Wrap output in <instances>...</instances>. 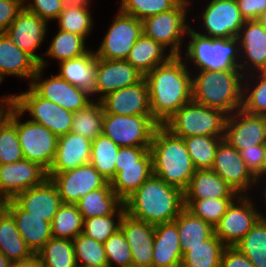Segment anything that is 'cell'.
I'll use <instances>...</instances> for the list:
<instances>
[{"mask_svg":"<svg viewBox=\"0 0 266 267\" xmlns=\"http://www.w3.org/2000/svg\"><path fill=\"white\" fill-rule=\"evenodd\" d=\"M240 155L251 174L257 178L262 171L266 157V144L256 145L254 148L243 149Z\"/></svg>","mask_w":266,"mask_h":267,"instance_id":"cell-53","label":"cell"},{"mask_svg":"<svg viewBox=\"0 0 266 267\" xmlns=\"http://www.w3.org/2000/svg\"><path fill=\"white\" fill-rule=\"evenodd\" d=\"M263 177H266V157H265V163H264V166L262 168L261 174L256 178V181L258 183H260V180H261L260 178L263 179Z\"/></svg>","mask_w":266,"mask_h":267,"instance_id":"cell-62","label":"cell"},{"mask_svg":"<svg viewBox=\"0 0 266 267\" xmlns=\"http://www.w3.org/2000/svg\"><path fill=\"white\" fill-rule=\"evenodd\" d=\"M180 238V247L184 255L188 247L203 244L214 234V228L184 208L174 220Z\"/></svg>","mask_w":266,"mask_h":267,"instance_id":"cell-34","label":"cell"},{"mask_svg":"<svg viewBox=\"0 0 266 267\" xmlns=\"http://www.w3.org/2000/svg\"><path fill=\"white\" fill-rule=\"evenodd\" d=\"M23 8V0H0V33L5 32Z\"/></svg>","mask_w":266,"mask_h":267,"instance_id":"cell-54","label":"cell"},{"mask_svg":"<svg viewBox=\"0 0 266 267\" xmlns=\"http://www.w3.org/2000/svg\"><path fill=\"white\" fill-rule=\"evenodd\" d=\"M26 1L23 0V7L47 22L56 20L63 10L61 0H32L28 3Z\"/></svg>","mask_w":266,"mask_h":267,"instance_id":"cell-52","label":"cell"},{"mask_svg":"<svg viewBox=\"0 0 266 267\" xmlns=\"http://www.w3.org/2000/svg\"><path fill=\"white\" fill-rule=\"evenodd\" d=\"M266 30V11L258 19Z\"/></svg>","mask_w":266,"mask_h":267,"instance_id":"cell-63","label":"cell"},{"mask_svg":"<svg viewBox=\"0 0 266 267\" xmlns=\"http://www.w3.org/2000/svg\"><path fill=\"white\" fill-rule=\"evenodd\" d=\"M153 174L150 150L136 164L116 165L111 188L125 202Z\"/></svg>","mask_w":266,"mask_h":267,"instance_id":"cell-29","label":"cell"},{"mask_svg":"<svg viewBox=\"0 0 266 267\" xmlns=\"http://www.w3.org/2000/svg\"><path fill=\"white\" fill-rule=\"evenodd\" d=\"M226 246L213 234L203 244L188 247L181 267H220L221 256Z\"/></svg>","mask_w":266,"mask_h":267,"instance_id":"cell-37","label":"cell"},{"mask_svg":"<svg viewBox=\"0 0 266 267\" xmlns=\"http://www.w3.org/2000/svg\"><path fill=\"white\" fill-rule=\"evenodd\" d=\"M224 137L189 136L183 138L196 170L211 169L219 143Z\"/></svg>","mask_w":266,"mask_h":267,"instance_id":"cell-44","label":"cell"},{"mask_svg":"<svg viewBox=\"0 0 266 267\" xmlns=\"http://www.w3.org/2000/svg\"><path fill=\"white\" fill-rule=\"evenodd\" d=\"M247 195L239 194L214 227V234L226 247H235L261 217L265 218Z\"/></svg>","mask_w":266,"mask_h":267,"instance_id":"cell-10","label":"cell"},{"mask_svg":"<svg viewBox=\"0 0 266 267\" xmlns=\"http://www.w3.org/2000/svg\"><path fill=\"white\" fill-rule=\"evenodd\" d=\"M88 8H65L58 16L59 29L88 37L92 30V17Z\"/></svg>","mask_w":266,"mask_h":267,"instance_id":"cell-49","label":"cell"},{"mask_svg":"<svg viewBox=\"0 0 266 267\" xmlns=\"http://www.w3.org/2000/svg\"><path fill=\"white\" fill-rule=\"evenodd\" d=\"M44 68L38 67L29 84L42 98L54 102L66 110L77 112L92 100L79 88L57 74L42 80Z\"/></svg>","mask_w":266,"mask_h":267,"instance_id":"cell-19","label":"cell"},{"mask_svg":"<svg viewBox=\"0 0 266 267\" xmlns=\"http://www.w3.org/2000/svg\"><path fill=\"white\" fill-rule=\"evenodd\" d=\"M223 139L239 152L266 144V116L252 115L242 109L227 115Z\"/></svg>","mask_w":266,"mask_h":267,"instance_id":"cell-14","label":"cell"},{"mask_svg":"<svg viewBox=\"0 0 266 267\" xmlns=\"http://www.w3.org/2000/svg\"><path fill=\"white\" fill-rule=\"evenodd\" d=\"M186 64L182 56H172L144 76L148 85L150 111L159 125L193 100L192 71Z\"/></svg>","mask_w":266,"mask_h":267,"instance_id":"cell-1","label":"cell"},{"mask_svg":"<svg viewBox=\"0 0 266 267\" xmlns=\"http://www.w3.org/2000/svg\"><path fill=\"white\" fill-rule=\"evenodd\" d=\"M10 261L0 252V267H9Z\"/></svg>","mask_w":266,"mask_h":267,"instance_id":"cell-61","label":"cell"},{"mask_svg":"<svg viewBox=\"0 0 266 267\" xmlns=\"http://www.w3.org/2000/svg\"><path fill=\"white\" fill-rule=\"evenodd\" d=\"M37 254L41 267H77L73 240L52 237Z\"/></svg>","mask_w":266,"mask_h":267,"instance_id":"cell-42","label":"cell"},{"mask_svg":"<svg viewBox=\"0 0 266 267\" xmlns=\"http://www.w3.org/2000/svg\"><path fill=\"white\" fill-rule=\"evenodd\" d=\"M144 75L127 60H107L97 58L96 89L100 93L97 100L105 95L140 82Z\"/></svg>","mask_w":266,"mask_h":267,"instance_id":"cell-22","label":"cell"},{"mask_svg":"<svg viewBox=\"0 0 266 267\" xmlns=\"http://www.w3.org/2000/svg\"><path fill=\"white\" fill-rule=\"evenodd\" d=\"M190 36L183 59H190L200 70H240L238 58L240 56L239 40L232 38H210L198 34L195 29L189 28ZM239 56V57H238Z\"/></svg>","mask_w":266,"mask_h":267,"instance_id":"cell-5","label":"cell"},{"mask_svg":"<svg viewBox=\"0 0 266 267\" xmlns=\"http://www.w3.org/2000/svg\"><path fill=\"white\" fill-rule=\"evenodd\" d=\"M104 110L100 100L88 103L73 114L72 133L93 141L103 132Z\"/></svg>","mask_w":266,"mask_h":267,"instance_id":"cell-38","label":"cell"},{"mask_svg":"<svg viewBox=\"0 0 266 267\" xmlns=\"http://www.w3.org/2000/svg\"><path fill=\"white\" fill-rule=\"evenodd\" d=\"M75 204L84 220L114 214L124 202L112 190L108 182L104 187L90 191Z\"/></svg>","mask_w":266,"mask_h":267,"instance_id":"cell-33","label":"cell"},{"mask_svg":"<svg viewBox=\"0 0 266 267\" xmlns=\"http://www.w3.org/2000/svg\"><path fill=\"white\" fill-rule=\"evenodd\" d=\"M23 210L52 223L62 204L56 186L47 179L43 184L31 187L13 199Z\"/></svg>","mask_w":266,"mask_h":267,"instance_id":"cell-25","label":"cell"},{"mask_svg":"<svg viewBox=\"0 0 266 267\" xmlns=\"http://www.w3.org/2000/svg\"><path fill=\"white\" fill-rule=\"evenodd\" d=\"M239 194L211 169L196 170L184 199L237 198Z\"/></svg>","mask_w":266,"mask_h":267,"instance_id":"cell-31","label":"cell"},{"mask_svg":"<svg viewBox=\"0 0 266 267\" xmlns=\"http://www.w3.org/2000/svg\"><path fill=\"white\" fill-rule=\"evenodd\" d=\"M124 204L130 217L155 226L176 219L185 208L184 192L152 174Z\"/></svg>","mask_w":266,"mask_h":267,"instance_id":"cell-2","label":"cell"},{"mask_svg":"<svg viewBox=\"0 0 266 267\" xmlns=\"http://www.w3.org/2000/svg\"><path fill=\"white\" fill-rule=\"evenodd\" d=\"M91 144V140L72 132L58 137L56 155L47 174L55 175L90 163Z\"/></svg>","mask_w":266,"mask_h":267,"instance_id":"cell-24","label":"cell"},{"mask_svg":"<svg viewBox=\"0 0 266 267\" xmlns=\"http://www.w3.org/2000/svg\"><path fill=\"white\" fill-rule=\"evenodd\" d=\"M237 38L242 51L240 54L242 57L245 54L243 58L248 62L244 64L240 60L239 66L244 76L249 74V70L266 71V30L261 22L258 19L245 21Z\"/></svg>","mask_w":266,"mask_h":267,"instance_id":"cell-21","label":"cell"},{"mask_svg":"<svg viewBox=\"0 0 266 267\" xmlns=\"http://www.w3.org/2000/svg\"><path fill=\"white\" fill-rule=\"evenodd\" d=\"M190 0H182L174 9L142 20L143 34L169 49L172 56H181L182 38L190 26L185 24Z\"/></svg>","mask_w":266,"mask_h":267,"instance_id":"cell-7","label":"cell"},{"mask_svg":"<svg viewBox=\"0 0 266 267\" xmlns=\"http://www.w3.org/2000/svg\"><path fill=\"white\" fill-rule=\"evenodd\" d=\"M10 199H7L5 197L0 196V219L5 215V213L8 211V205H9Z\"/></svg>","mask_w":266,"mask_h":267,"instance_id":"cell-60","label":"cell"},{"mask_svg":"<svg viewBox=\"0 0 266 267\" xmlns=\"http://www.w3.org/2000/svg\"><path fill=\"white\" fill-rule=\"evenodd\" d=\"M90 0H61L63 9L65 8H89Z\"/></svg>","mask_w":266,"mask_h":267,"instance_id":"cell-59","label":"cell"},{"mask_svg":"<svg viewBox=\"0 0 266 267\" xmlns=\"http://www.w3.org/2000/svg\"><path fill=\"white\" fill-rule=\"evenodd\" d=\"M97 51V58L107 60H126L130 50L143 34L142 21L118 11Z\"/></svg>","mask_w":266,"mask_h":267,"instance_id":"cell-12","label":"cell"},{"mask_svg":"<svg viewBox=\"0 0 266 267\" xmlns=\"http://www.w3.org/2000/svg\"><path fill=\"white\" fill-rule=\"evenodd\" d=\"M182 257L176 223L155 225L152 267H181Z\"/></svg>","mask_w":266,"mask_h":267,"instance_id":"cell-28","label":"cell"},{"mask_svg":"<svg viewBox=\"0 0 266 267\" xmlns=\"http://www.w3.org/2000/svg\"><path fill=\"white\" fill-rule=\"evenodd\" d=\"M242 17L247 20H256L266 11V0H236Z\"/></svg>","mask_w":266,"mask_h":267,"instance_id":"cell-56","label":"cell"},{"mask_svg":"<svg viewBox=\"0 0 266 267\" xmlns=\"http://www.w3.org/2000/svg\"><path fill=\"white\" fill-rule=\"evenodd\" d=\"M0 252L10 262L24 260L34 255L21 237L15 220L8 211L0 219Z\"/></svg>","mask_w":266,"mask_h":267,"instance_id":"cell-35","label":"cell"},{"mask_svg":"<svg viewBox=\"0 0 266 267\" xmlns=\"http://www.w3.org/2000/svg\"><path fill=\"white\" fill-rule=\"evenodd\" d=\"M202 18L206 33H197L210 38H237L245 23L236 0H210Z\"/></svg>","mask_w":266,"mask_h":267,"instance_id":"cell-15","label":"cell"},{"mask_svg":"<svg viewBox=\"0 0 266 267\" xmlns=\"http://www.w3.org/2000/svg\"><path fill=\"white\" fill-rule=\"evenodd\" d=\"M48 179L56 186L62 203H77L90 191L104 187L105 179L90 163L55 175Z\"/></svg>","mask_w":266,"mask_h":267,"instance_id":"cell-13","label":"cell"},{"mask_svg":"<svg viewBox=\"0 0 266 267\" xmlns=\"http://www.w3.org/2000/svg\"><path fill=\"white\" fill-rule=\"evenodd\" d=\"M227 114L222 110L198 104L193 100L183 105L163 126L178 137H224Z\"/></svg>","mask_w":266,"mask_h":267,"instance_id":"cell-6","label":"cell"},{"mask_svg":"<svg viewBox=\"0 0 266 267\" xmlns=\"http://www.w3.org/2000/svg\"><path fill=\"white\" fill-rule=\"evenodd\" d=\"M77 266L108 267L104 244L80 233L73 239Z\"/></svg>","mask_w":266,"mask_h":267,"instance_id":"cell-45","label":"cell"},{"mask_svg":"<svg viewBox=\"0 0 266 267\" xmlns=\"http://www.w3.org/2000/svg\"><path fill=\"white\" fill-rule=\"evenodd\" d=\"M182 0H121L120 10L143 20L149 16L174 9Z\"/></svg>","mask_w":266,"mask_h":267,"instance_id":"cell-48","label":"cell"},{"mask_svg":"<svg viewBox=\"0 0 266 267\" xmlns=\"http://www.w3.org/2000/svg\"><path fill=\"white\" fill-rule=\"evenodd\" d=\"M8 212L14 218L21 237L34 254L52 238L51 223L23 210L13 199L9 202Z\"/></svg>","mask_w":266,"mask_h":267,"instance_id":"cell-26","label":"cell"},{"mask_svg":"<svg viewBox=\"0 0 266 267\" xmlns=\"http://www.w3.org/2000/svg\"><path fill=\"white\" fill-rule=\"evenodd\" d=\"M235 247L255 267H266V217H261Z\"/></svg>","mask_w":266,"mask_h":267,"instance_id":"cell-40","label":"cell"},{"mask_svg":"<svg viewBox=\"0 0 266 267\" xmlns=\"http://www.w3.org/2000/svg\"><path fill=\"white\" fill-rule=\"evenodd\" d=\"M120 229L131 248L132 266L152 267L155 226L125 213Z\"/></svg>","mask_w":266,"mask_h":267,"instance_id":"cell-23","label":"cell"},{"mask_svg":"<svg viewBox=\"0 0 266 267\" xmlns=\"http://www.w3.org/2000/svg\"><path fill=\"white\" fill-rule=\"evenodd\" d=\"M54 35L52 43L43 55H48L59 63L80 57L89 51L85 48L86 38L82 36L61 29Z\"/></svg>","mask_w":266,"mask_h":267,"instance_id":"cell-43","label":"cell"},{"mask_svg":"<svg viewBox=\"0 0 266 267\" xmlns=\"http://www.w3.org/2000/svg\"><path fill=\"white\" fill-rule=\"evenodd\" d=\"M13 96L14 106L23 114L27 111L31 121L46 127L57 137L70 133L74 112L42 98L30 85L26 92Z\"/></svg>","mask_w":266,"mask_h":267,"instance_id":"cell-9","label":"cell"},{"mask_svg":"<svg viewBox=\"0 0 266 267\" xmlns=\"http://www.w3.org/2000/svg\"><path fill=\"white\" fill-rule=\"evenodd\" d=\"M158 126L152 115L104 113L102 133L119 147H150Z\"/></svg>","mask_w":266,"mask_h":267,"instance_id":"cell-8","label":"cell"},{"mask_svg":"<svg viewBox=\"0 0 266 267\" xmlns=\"http://www.w3.org/2000/svg\"><path fill=\"white\" fill-rule=\"evenodd\" d=\"M104 247L108 267H113V265L117 267L132 266L131 248L121 229L104 242Z\"/></svg>","mask_w":266,"mask_h":267,"instance_id":"cell-51","label":"cell"},{"mask_svg":"<svg viewBox=\"0 0 266 267\" xmlns=\"http://www.w3.org/2000/svg\"><path fill=\"white\" fill-rule=\"evenodd\" d=\"M59 74L62 79L81 89L87 96L97 94L96 72L97 57L89 50L86 54L59 63Z\"/></svg>","mask_w":266,"mask_h":267,"instance_id":"cell-27","label":"cell"},{"mask_svg":"<svg viewBox=\"0 0 266 267\" xmlns=\"http://www.w3.org/2000/svg\"><path fill=\"white\" fill-rule=\"evenodd\" d=\"M119 146L103 133L97 136L91 144L90 164L105 178L108 182L116 175V155Z\"/></svg>","mask_w":266,"mask_h":267,"instance_id":"cell-39","label":"cell"},{"mask_svg":"<svg viewBox=\"0 0 266 267\" xmlns=\"http://www.w3.org/2000/svg\"><path fill=\"white\" fill-rule=\"evenodd\" d=\"M47 179L45 168L24 158L19 162L0 165V196L14 199L21 192L39 186Z\"/></svg>","mask_w":266,"mask_h":267,"instance_id":"cell-17","label":"cell"},{"mask_svg":"<svg viewBox=\"0 0 266 267\" xmlns=\"http://www.w3.org/2000/svg\"><path fill=\"white\" fill-rule=\"evenodd\" d=\"M257 74L258 76H256ZM255 76L259 78L258 81L257 78H255L256 84L254 83V85L251 86L253 89L250 85L248 86L249 88H247L248 83L243 85L241 109L252 115L266 116V72H257ZM248 89L250 91H248Z\"/></svg>","mask_w":266,"mask_h":267,"instance_id":"cell-50","label":"cell"},{"mask_svg":"<svg viewBox=\"0 0 266 267\" xmlns=\"http://www.w3.org/2000/svg\"><path fill=\"white\" fill-rule=\"evenodd\" d=\"M9 267H41V262L38 254H34L27 259L10 262Z\"/></svg>","mask_w":266,"mask_h":267,"instance_id":"cell-58","label":"cell"},{"mask_svg":"<svg viewBox=\"0 0 266 267\" xmlns=\"http://www.w3.org/2000/svg\"><path fill=\"white\" fill-rule=\"evenodd\" d=\"M265 190H264V197H265V200H266V186H265V188H264ZM266 202V201H265Z\"/></svg>","mask_w":266,"mask_h":267,"instance_id":"cell-64","label":"cell"},{"mask_svg":"<svg viewBox=\"0 0 266 267\" xmlns=\"http://www.w3.org/2000/svg\"><path fill=\"white\" fill-rule=\"evenodd\" d=\"M220 267H255L254 264L236 247H225Z\"/></svg>","mask_w":266,"mask_h":267,"instance_id":"cell-55","label":"cell"},{"mask_svg":"<svg viewBox=\"0 0 266 267\" xmlns=\"http://www.w3.org/2000/svg\"><path fill=\"white\" fill-rule=\"evenodd\" d=\"M83 223L76 204L62 203L51 223L52 237L73 240L83 233Z\"/></svg>","mask_w":266,"mask_h":267,"instance_id":"cell-41","label":"cell"},{"mask_svg":"<svg viewBox=\"0 0 266 267\" xmlns=\"http://www.w3.org/2000/svg\"><path fill=\"white\" fill-rule=\"evenodd\" d=\"M166 48L142 34L129 52L127 61L144 76L155 67L166 63L171 54L165 55Z\"/></svg>","mask_w":266,"mask_h":267,"instance_id":"cell-32","label":"cell"},{"mask_svg":"<svg viewBox=\"0 0 266 267\" xmlns=\"http://www.w3.org/2000/svg\"><path fill=\"white\" fill-rule=\"evenodd\" d=\"M104 113L116 115H152L149 104L148 85L140 82L113 91L100 99Z\"/></svg>","mask_w":266,"mask_h":267,"instance_id":"cell-20","label":"cell"},{"mask_svg":"<svg viewBox=\"0 0 266 267\" xmlns=\"http://www.w3.org/2000/svg\"><path fill=\"white\" fill-rule=\"evenodd\" d=\"M197 74L196 78H192L193 101L222 110L227 115L241 109L243 94L241 83L245 81L252 83L254 77V74L244 76L241 70H200Z\"/></svg>","mask_w":266,"mask_h":267,"instance_id":"cell-4","label":"cell"},{"mask_svg":"<svg viewBox=\"0 0 266 267\" xmlns=\"http://www.w3.org/2000/svg\"><path fill=\"white\" fill-rule=\"evenodd\" d=\"M23 159L17 134V108L0 117V165L19 162Z\"/></svg>","mask_w":266,"mask_h":267,"instance_id":"cell-36","label":"cell"},{"mask_svg":"<svg viewBox=\"0 0 266 267\" xmlns=\"http://www.w3.org/2000/svg\"><path fill=\"white\" fill-rule=\"evenodd\" d=\"M211 170L238 194H245L251 185L253 187L257 184L256 178L248 170L240 152L224 139L218 145Z\"/></svg>","mask_w":266,"mask_h":267,"instance_id":"cell-18","label":"cell"},{"mask_svg":"<svg viewBox=\"0 0 266 267\" xmlns=\"http://www.w3.org/2000/svg\"><path fill=\"white\" fill-rule=\"evenodd\" d=\"M149 150L152 154L153 174L184 192L196 169L183 138L159 125L155 129Z\"/></svg>","mask_w":266,"mask_h":267,"instance_id":"cell-3","label":"cell"},{"mask_svg":"<svg viewBox=\"0 0 266 267\" xmlns=\"http://www.w3.org/2000/svg\"><path fill=\"white\" fill-rule=\"evenodd\" d=\"M47 23L46 20L23 7L5 31L22 51L29 54L44 69L47 65L46 60L44 57L36 55L35 51L45 40Z\"/></svg>","mask_w":266,"mask_h":267,"instance_id":"cell-16","label":"cell"},{"mask_svg":"<svg viewBox=\"0 0 266 267\" xmlns=\"http://www.w3.org/2000/svg\"><path fill=\"white\" fill-rule=\"evenodd\" d=\"M149 149L150 147H120L116 155L115 165L136 164Z\"/></svg>","mask_w":266,"mask_h":267,"instance_id":"cell-57","label":"cell"},{"mask_svg":"<svg viewBox=\"0 0 266 267\" xmlns=\"http://www.w3.org/2000/svg\"><path fill=\"white\" fill-rule=\"evenodd\" d=\"M125 213L126 207L123 204L114 214L84 219L83 234L104 244L112 234L120 229V222ZM116 216L118 220L114 219Z\"/></svg>","mask_w":266,"mask_h":267,"instance_id":"cell-47","label":"cell"},{"mask_svg":"<svg viewBox=\"0 0 266 267\" xmlns=\"http://www.w3.org/2000/svg\"><path fill=\"white\" fill-rule=\"evenodd\" d=\"M39 64L22 51L5 32L0 33V78L5 75L28 78L32 82Z\"/></svg>","mask_w":266,"mask_h":267,"instance_id":"cell-30","label":"cell"},{"mask_svg":"<svg viewBox=\"0 0 266 267\" xmlns=\"http://www.w3.org/2000/svg\"><path fill=\"white\" fill-rule=\"evenodd\" d=\"M234 199L236 198L184 199V205L194 216L201 218L214 228Z\"/></svg>","mask_w":266,"mask_h":267,"instance_id":"cell-46","label":"cell"},{"mask_svg":"<svg viewBox=\"0 0 266 267\" xmlns=\"http://www.w3.org/2000/svg\"><path fill=\"white\" fill-rule=\"evenodd\" d=\"M23 116L17 109V134L23 158L50 169L57 149L58 137L41 124L31 120L21 122Z\"/></svg>","mask_w":266,"mask_h":267,"instance_id":"cell-11","label":"cell"}]
</instances>
